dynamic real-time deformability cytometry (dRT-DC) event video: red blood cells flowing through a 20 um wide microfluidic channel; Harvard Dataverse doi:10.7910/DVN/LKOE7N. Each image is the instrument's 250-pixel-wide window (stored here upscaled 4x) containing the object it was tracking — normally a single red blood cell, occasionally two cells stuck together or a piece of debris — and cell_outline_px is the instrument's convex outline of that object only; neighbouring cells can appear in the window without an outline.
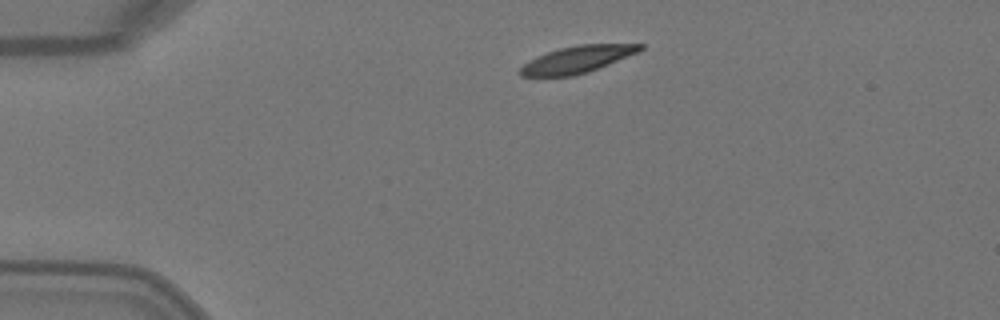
{"species": "Egyptian fruit bat (a non-hibernating species)", "species_latin": "Rousettus aegyptiacus", "temperature_condition": "warm", "stored_images_in_passage": 2, "camera_frame_rate_fps": 3000, "um_per_image_px": 0.085, "animal": {"sex": "female"}, "frame": {"image": 1, "passage_image": 1, "time_ms": 0.0, "image_size_px": [1000, 320], "cell_outline_px": [[644, 48], [636, 52], [608, 64], [588, 72], [572, 76], [520, 76], [516, 72], [524, 64], [548, 52], [560, 48], [580, 44], [644, 44]], "centroid_in_image_um": [49.04, 5.06], "position_along_channel_um": 36.0, "area_um2": 18.38}}